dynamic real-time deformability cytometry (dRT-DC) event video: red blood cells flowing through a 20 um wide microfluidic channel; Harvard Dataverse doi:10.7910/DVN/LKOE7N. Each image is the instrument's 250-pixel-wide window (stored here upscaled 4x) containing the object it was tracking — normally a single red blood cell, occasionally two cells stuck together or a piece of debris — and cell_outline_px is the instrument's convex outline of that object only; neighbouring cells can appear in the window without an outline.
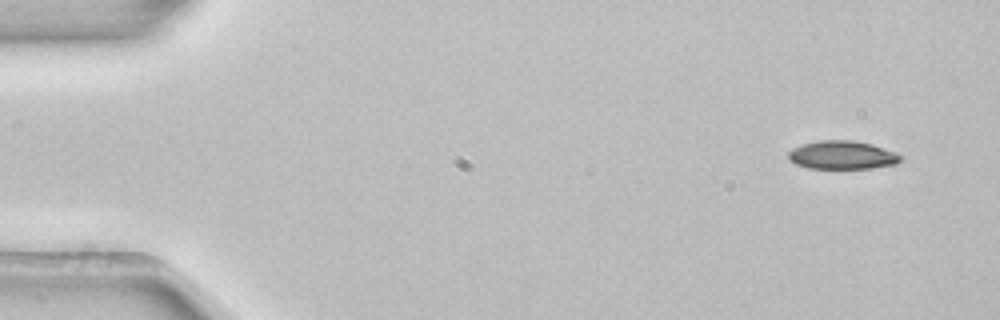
{"species": "common noctule bat (a hibernating species)", "species_latin": "Nyctalus noctula", "temperature_condition": "room temperature", "stored_images_in_passage": 6, "camera_frame_rate_fps": 3000, "um_per_image_px": 0.085, "animal": {"sex": "female", "body_mass_g": 22.7, "forearm_length_mm": 54.2}, "frame": {"image": 1, "passage_image": 1, "time_ms": 0.0, "image_size_px": [1000, 320], "cell_outline_px": [[904, 156], [896, 164], [872, 168], [808, 168], [796, 164], [788, 160], [788, 152], [792, 148], [800, 144], [820, 140], [852, 140], [872, 144], [896, 152]], "centroid_in_image_um": [71.58, 13.17], "position_along_channel_um": 13.4, "area_um2": 18.73}}
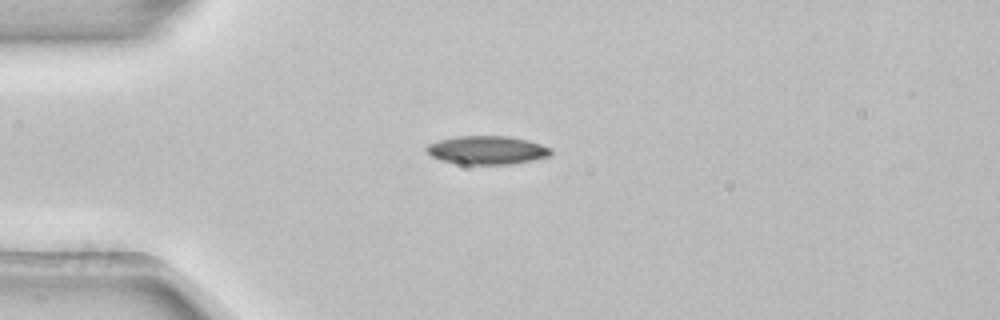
{"frame": {"image": 2, "passage_image": 4, "time_ms": 1.0, "image_size_px": [1000, 320], "cell_outline_px": [[552, 152], [548, 156], [532, 160], [508, 164], [464, 164], [440, 160], [432, 156], [424, 148], [428, 144], [440, 140], [456, 136], [508, 136], [528, 140], [552, 148]], "centroid_in_image_um": [41.39, 12.75], "position_along_channel_um": 43.6, "area_um2": 20.46}}